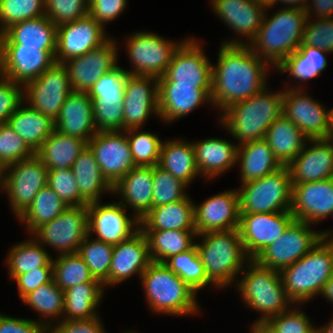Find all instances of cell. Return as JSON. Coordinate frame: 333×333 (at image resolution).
I'll list each match as a JSON object with an SVG mask.
<instances>
[{
    "instance_id": "obj_1",
    "label": "cell",
    "mask_w": 333,
    "mask_h": 333,
    "mask_svg": "<svg viewBox=\"0 0 333 333\" xmlns=\"http://www.w3.org/2000/svg\"><path fill=\"white\" fill-rule=\"evenodd\" d=\"M212 65L211 104L221 110L262 91L270 65L248 45L222 44ZM216 105V106H215Z\"/></svg>"
},
{
    "instance_id": "obj_2",
    "label": "cell",
    "mask_w": 333,
    "mask_h": 333,
    "mask_svg": "<svg viewBox=\"0 0 333 333\" xmlns=\"http://www.w3.org/2000/svg\"><path fill=\"white\" fill-rule=\"evenodd\" d=\"M306 20L304 9L284 6L270 18L265 11L262 25L248 46L275 69L302 44Z\"/></svg>"
},
{
    "instance_id": "obj_3",
    "label": "cell",
    "mask_w": 333,
    "mask_h": 333,
    "mask_svg": "<svg viewBox=\"0 0 333 333\" xmlns=\"http://www.w3.org/2000/svg\"><path fill=\"white\" fill-rule=\"evenodd\" d=\"M282 102V90L271 93L265 87L259 93L223 110L219 122L238 140V146L261 140L270 125L282 114Z\"/></svg>"
},
{
    "instance_id": "obj_4",
    "label": "cell",
    "mask_w": 333,
    "mask_h": 333,
    "mask_svg": "<svg viewBox=\"0 0 333 333\" xmlns=\"http://www.w3.org/2000/svg\"><path fill=\"white\" fill-rule=\"evenodd\" d=\"M140 280L153 313L179 317L200 312L197 292L164 263L152 262Z\"/></svg>"
},
{
    "instance_id": "obj_5",
    "label": "cell",
    "mask_w": 333,
    "mask_h": 333,
    "mask_svg": "<svg viewBox=\"0 0 333 333\" xmlns=\"http://www.w3.org/2000/svg\"><path fill=\"white\" fill-rule=\"evenodd\" d=\"M197 236L203 238L201 244L195 243V246L208 280L215 288L227 287L237 274L240 275L244 264L250 260L240 238L239 229L209 231Z\"/></svg>"
},
{
    "instance_id": "obj_6",
    "label": "cell",
    "mask_w": 333,
    "mask_h": 333,
    "mask_svg": "<svg viewBox=\"0 0 333 333\" xmlns=\"http://www.w3.org/2000/svg\"><path fill=\"white\" fill-rule=\"evenodd\" d=\"M288 298L298 306L318 294L333 275V241L321 239L305 256L280 271Z\"/></svg>"
},
{
    "instance_id": "obj_7",
    "label": "cell",
    "mask_w": 333,
    "mask_h": 333,
    "mask_svg": "<svg viewBox=\"0 0 333 333\" xmlns=\"http://www.w3.org/2000/svg\"><path fill=\"white\" fill-rule=\"evenodd\" d=\"M247 263V269L240 272V275L244 274L237 283V291L249 308L262 314L255 323H266L271 317L295 305L286 294L280 271L264 267L255 259Z\"/></svg>"
},
{
    "instance_id": "obj_8",
    "label": "cell",
    "mask_w": 333,
    "mask_h": 333,
    "mask_svg": "<svg viewBox=\"0 0 333 333\" xmlns=\"http://www.w3.org/2000/svg\"><path fill=\"white\" fill-rule=\"evenodd\" d=\"M237 190L240 213L290 211L292 180L287 166L259 179L245 182Z\"/></svg>"
},
{
    "instance_id": "obj_9",
    "label": "cell",
    "mask_w": 333,
    "mask_h": 333,
    "mask_svg": "<svg viewBox=\"0 0 333 333\" xmlns=\"http://www.w3.org/2000/svg\"><path fill=\"white\" fill-rule=\"evenodd\" d=\"M47 173L48 169L36 154L2 169L0 188L7 193L17 219L31 206L39 190L47 185Z\"/></svg>"
},
{
    "instance_id": "obj_10",
    "label": "cell",
    "mask_w": 333,
    "mask_h": 333,
    "mask_svg": "<svg viewBox=\"0 0 333 333\" xmlns=\"http://www.w3.org/2000/svg\"><path fill=\"white\" fill-rule=\"evenodd\" d=\"M128 37L126 48L132 63L131 75L151 76L161 78L164 76L172 56L183 41L167 40L156 33L136 32Z\"/></svg>"
},
{
    "instance_id": "obj_11",
    "label": "cell",
    "mask_w": 333,
    "mask_h": 333,
    "mask_svg": "<svg viewBox=\"0 0 333 333\" xmlns=\"http://www.w3.org/2000/svg\"><path fill=\"white\" fill-rule=\"evenodd\" d=\"M305 85L283 89L282 114L309 139L332 137V110L305 94Z\"/></svg>"
},
{
    "instance_id": "obj_12",
    "label": "cell",
    "mask_w": 333,
    "mask_h": 333,
    "mask_svg": "<svg viewBox=\"0 0 333 333\" xmlns=\"http://www.w3.org/2000/svg\"><path fill=\"white\" fill-rule=\"evenodd\" d=\"M88 235L87 206H69L50 222L37 228L31 236L61 254L78 252Z\"/></svg>"
},
{
    "instance_id": "obj_13",
    "label": "cell",
    "mask_w": 333,
    "mask_h": 333,
    "mask_svg": "<svg viewBox=\"0 0 333 333\" xmlns=\"http://www.w3.org/2000/svg\"><path fill=\"white\" fill-rule=\"evenodd\" d=\"M294 220L281 237L266 247L255 260L262 266L281 271L305 256L321 239V232Z\"/></svg>"
},
{
    "instance_id": "obj_14",
    "label": "cell",
    "mask_w": 333,
    "mask_h": 333,
    "mask_svg": "<svg viewBox=\"0 0 333 333\" xmlns=\"http://www.w3.org/2000/svg\"><path fill=\"white\" fill-rule=\"evenodd\" d=\"M195 38H186L174 52L158 84H186L212 88V65Z\"/></svg>"
},
{
    "instance_id": "obj_15",
    "label": "cell",
    "mask_w": 333,
    "mask_h": 333,
    "mask_svg": "<svg viewBox=\"0 0 333 333\" xmlns=\"http://www.w3.org/2000/svg\"><path fill=\"white\" fill-rule=\"evenodd\" d=\"M71 91L66 68L55 62L37 79L24 85V102L55 121Z\"/></svg>"
},
{
    "instance_id": "obj_16",
    "label": "cell",
    "mask_w": 333,
    "mask_h": 333,
    "mask_svg": "<svg viewBox=\"0 0 333 333\" xmlns=\"http://www.w3.org/2000/svg\"><path fill=\"white\" fill-rule=\"evenodd\" d=\"M294 220L291 211L240 213L238 229L247 256L255 259L281 237Z\"/></svg>"
},
{
    "instance_id": "obj_17",
    "label": "cell",
    "mask_w": 333,
    "mask_h": 333,
    "mask_svg": "<svg viewBox=\"0 0 333 333\" xmlns=\"http://www.w3.org/2000/svg\"><path fill=\"white\" fill-rule=\"evenodd\" d=\"M55 52L21 44H0V75L24 86L55 63Z\"/></svg>"
},
{
    "instance_id": "obj_18",
    "label": "cell",
    "mask_w": 333,
    "mask_h": 333,
    "mask_svg": "<svg viewBox=\"0 0 333 333\" xmlns=\"http://www.w3.org/2000/svg\"><path fill=\"white\" fill-rule=\"evenodd\" d=\"M102 175L113 186L136 165L126 131H100L87 142Z\"/></svg>"
},
{
    "instance_id": "obj_19",
    "label": "cell",
    "mask_w": 333,
    "mask_h": 333,
    "mask_svg": "<svg viewBox=\"0 0 333 333\" xmlns=\"http://www.w3.org/2000/svg\"><path fill=\"white\" fill-rule=\"evenodd\" d=\"M125 209L119 202L89 203L88 234L93 236L95 233V239L113 246L131 237L140 229V221L134 215L130 218Z\"/></svg>"
},
{
    "instance_id": "obj_20",
    "label": "cell",
    "mask_w": 333,
    "mask_h": 333,
    "mask_svg": "<svg viewBox=\"0 0 333 333\" xmlns=\"http://www.w3.org/2000/svg\"><path fill=\"white\" fill-rule=\"evenodd\" d=\"M105 29L89 14L57 26L55 62L62 64L98 48L110 38Z\"/></svg>"
},
{
    "instance_id": "obj_21",
    "label": "cell",
    "mask_w": 333,
    "mask_h": 333,
    "mask_svg": "<svg viewBox=\"0 0 333 333\" xmlns=\"http://www.w3.org/2000/svg\"><path fill=\"white\" fill-rule=\"evenodd\" d=\"M117 47L116 41L109 38L98 48L63 62L72 90L88 93L101 76L116 68Z\"/></svg>"
},
{
    "instance_id": "obj_22",
    "label": "cell",
    "mask_w": 333,
    "mask_h": 333,
    "mask_svg": "<svg viewBox=\"0 0 333 333\" xmlns=\"http://www.w3.org/2000/svg\"><path fill=\"white\" fill-rule=\"evenodd\" d=\"M123 109V131L141 129L152 113L159 117L158 78L128 74Z\"/></svg>"
},
{
    "instance_id": "obj_23",
    "label": "cell",
    "mask_w": 333,
    "mask_h": 333,
    "mask_svg": "<svg viewBox=\"0 0 333 333\" xmlns=\"http://www.w3.org/2000/svg\"><path fill=\"white\" fill-rule=\"evenodd\" d=\"M290 211L310 225L333 216V178L292 185Z\"/></svg>"
},
{
    "instance_id": "obj_24",
    "label": "cell",
    "mask_w": 333,
    "mask_h": 333,
    "mask_svg": "<svg viewBox=\"0 0 333 333\" xmlns=\"http://www.w3.org/2000/svg\"><path fill=\"white\" fill-rule=\"evenodd\" d=\"M210 1L214 13L240 37H245V40L239 38L221 42L228 45H249L262 25L265 11L269 9L252 0Z\"/></svg>"
},
{
    "instance_id": "obj_25",
    "label": "cell",
    "mask_w": 333,
    "mask_h": 333,
    "mask_svg": "<svg viewBox=\"0 0 333 333\" xmlns=\"http://www.w3.org/2000/svg\"><path fill=\"white\" fill-rule=\"evenodd\" d=\"M196 234L228 231L239 227L240 205L237 189L211 196L200 205L194 203Z\"/></svg>"
},
{
    "instance_id": "obj_26",
    "label": "cell",
    "mask_w": 333,
    "mask_h": 333,
    "mask_svg": "<svg viewBox=\"0 0 333 333\" xmlns=\"http://www.w3.org/2000/svg\"><path fill=\"white\" fill-rule=\"evenodd\" d=\"M151 263L146 235L139 229L128 239L114 245L109 276L103 285L104 287L118 285L134 274L140 279Z\"/></svg>"
},
{
    "instance_id": "obj_27",
    "label": "cell",
    "mask_w": 333,
    "mask_h": 333,
    "mask_svg": "<svg viewBox=\"0 0 333 333\" xmlns=\"http://www.w3.org/2000/svg\"><path fill=\"white\" fill-rule=\"evenodd\" d=\"M308 143L287 165L292 185L333 178V139H309Z\"/></svg>"
},
{
    "instance_id": "obj_28",
    "label": "cell",
    "mask_w": 333,
    "mask_h": 333,
    "mask_svg": "<svg viewBox=\"0 0 333 333\" xmlns=\"http://www.w3.org/2000/svg\"><path fill=\"white\" fill-rule=\"evenodd\" d=\"M212 88L186 84H158L159 118L170 123L186 116L203 103H211Z\"/></svg>"
},
{
    "instance_id": "obj_29",
    "label": "cell",
    "mask_w": 333,
    "mask_h": 333,
    "mask_svg": "<svg viewBox=\"0 0 333 333\" xmlns=\"http://www.w3.org/2000/svg\"><path fill=\"white\" fill-rule=\"evenodd\" d=\"M55 129L88 142L98 132L94 125L92 99L87 92L72 90L54 121Z\"/></svg>"
},
{
    "instance_id": "obj_30",
    "label": "cell",
    "mask_w": 333,
    "mask_h": 333,
    "mask_svg": "<svg viewBox=\"0 0 333 333\" xmlns=\"http://www.w3.org/2000/svg\"><path fill=\"white\" fill-rule=\"evenodd\" d=\"M113 194L123 198L119 203L133 209L141 221L152 208L153 166H135L113 185Z\"/></svg>"
},
{
    "instance_id": "obj_31",
    "label": "cell",
    "mask_w": 333,
    "mask_h": 333,
    "mask_svg": "<svg viewBox=\"0 0 333 333\" xmlns=\"http://www.w3.org/2000/svg\"><path fill=\"white\" fill-rule=\"evenodd\" d=\"M197 169L206 180L229 171L237 163L238 144L221 138L192 142Z\"/></svg>"
},
{
    "instance_id": "obj_32",
    "label": "cell",
    "mask_w": 333,
    "mask_h": 333,
    "mask_svg": "<svg viewBox=\"0 0 333 333\" xmlns=\"http://www.w3.org/2000/svg\"><path fill=\"white\" fill-rule=\"evenodd\" d=\"M56 40L57 26L46 15L13 24L0 35V44H21L42 50H56Z\"/></svg>"
},
{
    "instance_id": "obj_33",
    "label": "cell",
    "mask_w": 333,
    "mask_h": 333,
    "mask_svg": "<svg viewBox=\"0 0 333 333\" xmlns=\"http://www.w3.org/2000/svg\"><path fill=\"white\" fill-rule=\"evenodd\" d=\"M140 229L196 231L192 199L187 195L177 202L152 207L140 221Z\"/></svg>"
},
{
    "instance_id": "obj_34",
    "label": "cell",
    "mask_w": 333,
    "mask_h": 333,
    "mask_svg": "<svg viewBox=\"0 0 333 333\" xmlns=\"http://www.w3.org/2000/svg\"><path fill=\"white\" fill-rule=\"evenodd\" d=\"M264 140L279 162L287 166L307 145L309 138L281 114L267 129Z\"/></svg>"
},
{
    "instance_id": "obj_35",
    "label": "cell",
    "mask_w": 333,
    "mask_h": 333,
    "mask_svg": "<svg viewBox=\"0 0 333 333\" xmlns=\"http://www.w3.org/2000/svg\"><path fill=\"white\" fill-rule=\"evenodd\" d=\"M237 162L241 168L242 184L264 177L283 167L264 139L239 145Z\"/></svg>"
},
{
    "instance_id": "obj_36",
    "label": "cell",
    "mask_w": 333,
    "mask_h": 333,
    "mask_svg": "<svg viewBox=\"0 0 333 333\" xmlns=\"http://www.w3.org/2000/svg\"><path fill=\"white\" fill-rule=\"evenodd\" d=\"M158 166L187 186L200 175L195 162V151L192 142L177 138L162 143Z\"/></svg>"
},
{
    "instance_id": "obj_37",
    "label": "cell",
    "mask_w": 333,
    "mask_h": 333,
    "mask_svg": "<svg viewBox=\"0 0 333 333\" xmlns=\"http://www.w3.org/2000/svg\"><path fill=\"white\" fill-rule=\"evenodd\" d=\"M87 146L83 139L67 136L56 129L35 152L48 170L72 168Z\"/></svg>"
},
{
    "instance_id": "obj_38",
    "label": "cell",
    "mask_w": 333,
    "mask_h": 333,
    "mask_svg": "<svg viewBox=\"0 0 333 333\" xmlns=\"http://www.w3.org/2000/svg\"><path fill=\"white\" fill-rule=\"evenodd\" d=\"M20 107L9 117L7 124L36 152L55 130L54 121L29 105Z\"/></svg>"
},
{
    "instance_id": "obj_39",
    "label": "cell",
    "mask_w": 333,
    "mask_h": 333,
    "mask_svg": "<svg viewBox=\"0 0 333 333\" xmlns=\"http://www.w3.org/2000/svg\"><path fill=\"white\" fill-rule=\"evenodd\" d=\"M72 170L80 195L88 202H98L104 193L113 194V186L102 175L99 164L86 146L75 160Z\"/></svg>"
},
{
    "instance_id": "obj_40",
    "label": "cell",
    "mask_w": 333,
    "mask_h": 333,
    "mask_svg": "<svg viewBox=\"0 0 333 333\" xmlns=\"http://www.w3.org/2000/svg\"><path fill=\"white\" fill-rule=\"evenodd\" d=\"M104 289L102 282H84L65 290L62 320L98 317L95 311L104 296Z\"/></svg>"
},
{
    "instance_id": "obj_41",
    "label": "cell",
    "mask_w": 333,
    "mask_h": 333,
    "mask_svg": "<svg viewBox=\"0 0 333 333\" xmlns=\"http://www.w3.org/2000/svg\"><path fill=\"white\" fill-rule=\"evenodd\" d=\"M146 235L152 262L164 263L168 258L191 249L196 231L142 230ZM194 242V243H193Z\"/></svg>"
},
{
    "instance_id": "obj_42",
    "label": "cell",
    "mask_w": 333,
    "mask_h": 333,
    "mask_svg": "<svg viewBox=\"0 0 333 333\" xmlns=\"http://www.w3.org/2000/svg\"><path fill=\"white\" fill-rule=\"evenodd\" d=\"M325 53H330L320 48L300 45L276 68L278 71L289 72L288 77L299 81L307 82L310 79L319 77L327 67Z\"/></svg>"
},
{
    "instance_id": "obj_43",
    "label": "cell",
    "mask_w": 333,
    "mask_h": 333,
    "mask_svg": "<svg viewBox=\"0 0 333 333\" xmlns=\"http://www.w3.org/2000/svg\"><path fill=\"white\" fill-rule=\"evenodd\" d=\"M5 264L9 268V277L14 279L17 275L28 271L38 270V267L53 266V258L44 249L37 239H28L10 248Z\"/></svg>"
},
{
    "instance_id": "obj_44",
    "label": "cell",
    "mask_w": 333,
    "mask_h": 333,
    "mask_svg": "<svg viewBox=\"0 0 333 333\" xmlns=\"http://www.w3.org/2000/svg\"><path fill=\"white\" fill-rule=\"evenodd\" d=\"M69 206L48 186H44L34 197L31 206L18 219L31 234L41 225L52 221Z\"/></svg>"
},
{
    "instance_id": "obj_45",
    "label": "cell",
    "mask_w": 333,
    "mask_h": 333,
    "mask_svg": "<svg viewBox=\"0 0 333 333\" xmlns=\"http://www.w3.org/2000/svg\"><path fill=\"white\" fill-rule=\"evenodd\" d=\"M29 307L37 311L38 317L50 318L46 321L48 328L54 324L53 318L59 317L61 321L64 307V291L52 280L51 282L37 287L33 292L27 294L23 299Z\"/></svg>"
},
{
    "instance_id": "obj_46",
    "label": "cell",
    "mask_w": 333,
    "mask_h": 333,
    "mask_svg": "<svg viewBox=\"0 0 333 333\" xmlns=\"http://www.w3.org/2000/svg\"><path fill=\"white\" fill-rule=\"evenodd\" d=\"M164 264L196 292L208 285L214 286L206 276L195 245L188 251L168 258Z\"/></svg>"
},
{
    "instance_id": "obj_47",
    "label": "cell",
    "mask_w": 333,
    "mask_h": 333,
    "mask_svg": "<svg viewBox=\"0 0 333 333\" xmlns=\"http://www.w3.org/2000/svg\"><path fill=\"white\" fill-rule=\"evenodd\" d=\"M53 280L63 291L84 282H101L92 276L78 253L61 254L53 259Z\"/></svg>"
},
{
    "instance_id": "obj_48",
    "label": "cell",
    "mask_w": 333,
    "mask_h": 333,
    "mask_svg": "<svg viewBox=\"0 0 333 333\" xmlns=\"http://www.w3.org/2000/svg\"><path fill=\"white\" fill-rule=\"evenodd\" d=\"M90 239L88 234L79 245L77 253L90 269L92 276L103 283L109 276L114 246L94 237Z\"/></svg>"
},
{
    "instance_id": "obj_49",
    "label": "cell",
    "mask_w": 333,
    "mask_h": 333,
    "mask_svg": "<svg viewBox=\"0 0 333 333\" xmlns=\"http://www.w3.org/2000/svg\"><path fill=\"white\" fill-rule=\"evenodd\" d=\"M94 125L100 131H123L124 96H89Z\"/></svg>"
},
{
    "instance_id": "obj_50",
    "label": "cell",
    "mask_w": 333,
    "mask_h": 333,
    "mask_svg": "<svg viewBox=\"0 0 333 333\" xmlns=\"http://www.w3.org/2000/svg\"><path fill=\"white\" fill-rule=\"evenodd\" d=\"M131 156L136 166L158 165L163 141L151 132L130 129L126 131Z\"/></svg>"
},
{
    "instance_id": "obj_51",
    "label": "cell",
    "mask_w": 333,
    "mask_h": 333,
    "mask_svg": "<svg viewBox=\"0 0 333 333\" xmlns=\"http://www.w3.org/2000/svg\"><path fill=\"white\" fill-rule=\"evenodd\" d=\"M45 15V0H0V35L13 24Z\"/></svg>"
},
{
    "instance_id": "obj_52",
    "label": "cell",
    "mask_w": 333,
    "mask_h": 333,
    "mask_svg": "<svg viewBox=\"0 0 333 333\" xmlns=\"http://www.w3.org/2000/svg\"><path fill=\"white\" fill-rule=\"evenodd\" d=\"M186 184L176 179L160 166H153V195L152 207L174 203L184 199Z\"/></svg>"
},
{
    "instance_id": "obj_53",
    "label": "cell",
    "mask_w": 333,
    "mask_h": 333,
    "mask_svg": "<svg viewBox=\"0 0 333 333\" xmlns=\"http://www.w3.org/2000/svg\"><path fill=\"white\" fill-rule=\"evenodd\" d=\"M47 185L68 206H87L89 204L80 195L72 168L48 170Z\"/></svg>"
},
{
    "instance_id": "obj_54",
    "label": "cell",
    "mask_w": 333,
    "mask_h": 333,
    "mask_svg": "<svg viewBox=\"0 0 333 333\" xmlns=\"http://www.w3.org/2000/svg\"><path fill=\"white\" fill-rule=\"evenodd\" d=\"M35 152L7 123L0 124V168L33 156Z\"/></svg>"
},
{
    "instance_id": "obj_55",
    "label": "cell",
    "mask_w": 333,
    "mask_h": 333,
    "mask_svg": "<svg viewBox=\"0 0 333 333\" xmlns=\"http://www.w3.org/2000/svg\"><path fill=\"white\" fill-rule=\"evenodd\" d=\"M300 310L297 306L292 307L271 317L265 324L275 333H313L317 327L312 325L305 312Z\"/></svg>"
},
{
    "instance_id": "obj_56",
    "label": "cell",
    "mask_w": 333,
    "mask_h": 333,
    "mask_svg": "<svg viewBox=\"0 0 333 333\" xmlns=\"http://www.w3.org/2000/svg\"><path fill=\"white\" fill-rule=\"evenodd\" d=\"M88 14L85 0H45V15L56 25L74 22Z\"/></svg>"
},
{
    "instance_id": "obj_57",
    "label": "cell",
    "mask_w": 333,
    "mask_h": 333,
    "mask_svg": "<svg viewBox=\"0 0 333 333\" xmlns=\"http://www.w3.org/2000/svg\"><path fill=\"white\" fill-rule=\"evenodd\" d=\"M333 52V18H307L302 44Z\"/></svg>"
},
{
    "instance_id": "obj_58",
    "label": "cell",
    "mask_w": 333,
    "mask_h": 333,
    "mask_svg": "<svg viewBox=\"0 0 333 333\" xmlns=\"http://www.w3.org/2000/svg\"><path fill=\"white\" fill-rule=\"evenodd\" d=\"M23 102L24 86L0 75V124L7 123Z\"/></svg>"
},
{
    "instance_id": "obj_59",
    "label": "cell",
    "mask_w": 333,
    "mask_h": 333,
    "mask_svg": "<svg viewBox=\"0 0 333 333\" xmlns=\"http://www.w3.org/2000/svg\"><path fill=\"white\" fill-rule=\"evenodd\" d=\"M129 73L117 66L101 76L89 90V96H124L125 84Z\"/></svg>"
},
{
    "instance_id": "obj_60",
    "label": "cell",
    "mask_w": 333,
    "mask_h": 333,
    "mask_svg": "<svg viewBox=\"0 0 333 333\" xmlns=\"http://www.w3.org/2000/svg\"><path fill=\"white\" fill-rule=\"evenodd\" d=\"M18 287L21 300L37 287L47 284L53 280V266L38 267V270H31L17 275L14 279Z\"/></svg>"
},
{
    "instance_id": "obj_61",
    "label": "cell",
    "mask_w": 333,
    "mask_h": 333,
    "mask_svg": "<svg viewBox=\"0 0 333 333\" xmlns=\"http://www.w3.org/2000/svg\"><path fill=\"white\" fill-rule=\"evenodd\" d=\"M127 0H96L88 6V14L104 28L115 21L127 6Z\"/></svg>"
},
{
    "instance_id": "obj_62",
    "label": "cell",
    "mask_w": 333,
    "mask_h": 333,
    "mask_svg": "<svg viewBox=\"0 0 333 333\" xmlns=\"http://www.w3.org/2000/svg\"><path fill=\"white\" fill-rule=\"evenodd\" d=\"M100 317L79 320H61L47 328V333H105ZM55 325V326H54Z\"/></svg>"
},
{
    "instance_id": "obj_63",
    "label": "cell",
    "mask_w": 333,
    "mask_h": 333,
    "mask_svg": "<svg viewBox=\"0 0 333 333\" xmlns=\"http://www.w3.org/2000/svg\"><path fill=\"white\" fill-rule=\"evenodd\" d=\"M0 329H3V333H47L46 320L22 319L1 313Z\"/></svg>"
},
{
    "instance_id": "obj_64",
    "label": "cell",
    "mask_w": 333,
    "mask_h": 333,
    "mask_svg": "<svg viewBox=\"0 0 333 333\" xmlns=\"http://www.w3.org/2000/svg\"><path fill=\"white\" fill-rule=\"evenodd\" d=\"M305 8L307 18L311 17V13L316 19L333 18V0H311ZM312 4V5H311ZM314 10V11H313Z\"/></svg>"
},
{
    "instance_id": "obj_65",
    "label": "cell",
    "mask_w": 333,
    "mask_h": 333,
    "mask_svg": "<svg viewBox=\"0 0 333 333\" xmlns=\"http://www.w3.org/2000/svg\"><path fill=\"white\" fill-rule=\"evenodd\" d=\"M308 1L310 0H272L268 8L274 7L277 2H281L282 4L286 5L287 8H297L305 10Z\"/></svg>"
},
{
    "instance_id": "obj_66",
    "label": "cell",
    "mask_w": 333,
    "mask_h": 333,
    "mask_svg": "<svg viewBox=\"0 0 333 333\" xmlns=\"http://www.w3.org/2000/svg\"><path fill=\"white\" fill-rule=\"evenodd\" d=\"M320 294L333 304V275L324 284Z\"/></svg>"
},
{
    "instance_id": "obj_67",
    "label": "cell",
    "mask_w": 333,
    "mask_h": 333,
    "mask_svg": "<svg viewBox=\"0 0 333 333\" xmlns=\"http://www.w3.org/2000/svg\"><path fill=\"white\" fill-rule=\"evenodd\" d=\"M251 333H275L269 326L265 323H255L252 324Z\"/></svg>"
},
{
    "instance_id": "obj_68",
    "label": "cell",
    "mask_w": 333,
    "mask_h": 333,
    "mask_svg": "<svg viewBox=\"0 0 333 333\" xmlns=\"http://www.w3.org/2000/svg\"><path fill=\"white\" fill-rule=\"evenodd\" d=\"M317 330L319 333H333V319H331L327 325L325 324V326L318 327Z\"/></svg>"
},
{
    "instance_id": "obj_69",
    "label": "cell",
    "mask_w": 333,
    "mask_h": 333,
    "mask_svg": "<svg viewBox=\"0 0 333 333\" xmlns=\"http://www.w3.org/2000/svg\"><path fill=\"white\" fill-rule=\"evenodd\" d=\"M332 232H333V230H329V231H328V229L326 231L323 230L321 232L322 238L325 239V240L333 241V233Z\"/></svg>"
},
{
    "instance_id": "obj_70",
    "label": "cell",
    "mask_w": 333,
    "mask_h": 333,
    "mask_svg": "<svg viewBox=\"0 0 333 333\" xmlns=\"http://www.w3.org/2000/svg\"><path fill=\"white\" fill-rule=\"evenodd\" d=\"M256 3L263 5L264 7H269L272 0H252Z\"/></svg>"
},
{
    "instance_id": "obj_71",
    "label": "cell",
    "mask_w": 333,
    "mask_h": 333,
    "mask_svg": "<svg viewBox=\"0 0 333 333\" xmlns=\"http://www.w3.org/2000/svg\"><path fill=\"white\" fill-rule=\"evenodd\" d=\"M96 0H85L86 4L89 6L91 3H93Z\"/></svg>"
},
{
    "instance_id": "obj_72",
    "label": "cell",
    "mask_w": 333,
    "mask_h": 333,
    "mask_svg": "<svg viewBox=\"0 0 333 333\" xmlns=\"http://www.w3.org/2000/svg\"><path fill=\"white\" fill-rule=\"evenodd\" d=\"M331 110H332V131H333V108Z\"/></svg>"
},
{
    "instance_id": "obj_73",
    "label": "cell",
    "mask_w": 333,
    "mask_h": 333,
    "mask_svg": "<svg viewBox=\"0 0 333 333\" xmlns=\"http://www.w3.org/2000/svg\"><path fill=\"white\" fill-rule=\"evenodd\" d=\"M2 169L0 168V184H1Z\"/></svg>"
}]
</instances>
